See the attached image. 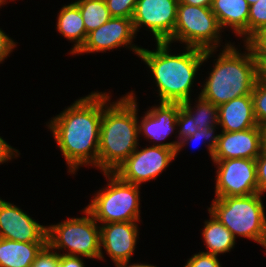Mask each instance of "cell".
<instances>
[{"instance_id": "1", "label": "cell", "mask_w": 266, "mask_h": 267, "mask_svg": "<svg viewBox=\"0 0 266 267\" xmlns=\"http://www.w3.org/2000/svg\"><path fill=\"white\" fill-rule=\"evenodd\" d=\"M102 113L103 93L94 91L74 101L48 122L47 127L52 131L71 175L79 166L98 168Z\"/></svg>"}, {"instance_id": "2", "label": "cell", "mask_w": 266, "mask_h": 267, "mask_svg": "<svg viewBox=\"0 0 266 267\" xmlns=\"http://www.w3.org/2000/svg\"><path fill=\"white\" fill-rule=\"evenodd\" d=\"M156 50L142 48L139 58L151 71L160 102L182 104L191 100V87L203 62L212 57L216 49L202 50L184 47L183 53L171 54L170 43L156 42Z\"/></svg>"}, {"instance_id": "3", "label": "cell", "mask_w": 266, "mask_h": 267, "mask_svg": "<svg viewBox=\"0 0 266 267\" xmlns=\"http://www.w3.org/2000/svg\"><path fill=\"white\" fill-rule=\"evenodd\" d=\"M133 92L115 102L103 92L98 149V169L102 172H114L139 146V109Z\"/></svg>"}, {"instance_id": "4", "label": "cell", "mask_w": 266, "mask_h": 267, "mask_svg": "<svg viewBox=\"0 0 266 267\" xmlns=\"http://www.w3.org/2000/svg\"><path fill=\"white\" fill-rule=\"evenodd\" d=\"M245 52H239L231 42L225 43L200 95L219 106L234 98L252 94L261 68L252 47L245 43ZM238 50V51H237Z\"/></svg>"}, {"instance_id": "5", "label": "cell", "mask_w": 266, "mask_h": 267, "mask_svg": "<svg viewBox=\"0 0 266 267\" xmlns=\"http://www.w3.org/2000/svg\"><path fill=\"white\" fill-rule=\"evenodd\" d=\"M262 194L215 198L208 211L236 238L254 240L266 250V216ZM237 235V236H236Z\"/></svg>"}, {"instance_id": "6", "label": "cell", "mask_w": 266, "mask_h": 267, "mask_svg": "<svg viewBox=\"0 0 266 267\" xmlns=\"http://www.w3.org/2000/svg\"><path fill=\"white\" fill-rule=\"evenodd\" d=\"M108 184L97 191L85 207L100 224L140 220L141 186L120 179L113 172H103Z\"/></svg>"}, {"instance_id": "7", "label": "cell", "mask_w": 266, "mask_h": 267, "mask_svg": "<svg viewBox=\"0 0 266 267\" xmlns=\"http://www.w3.org/2000/svg\"><path fill=\"white\" fill-rule=\"evenodd\" d=\"M82 212L86 216L47 226V245L55 251L68 250L64 255L100 260V226L86 208Z\"/></svg>"}, {"instance_id": "8", "label": "cell", "mask_w": 266, "mask_h": 267, "mask_svg": "<svg viewBox=\"0 0 266 267\" xmlns=\"http://www.w3.org/2000/svg\"><path fill=\"white\" fill-rule=\"evenodd\" d=\"M222 28L211 7H200L178 3L174 32L168 43L178 41L185 47L202 50L216 49L220 45ZM174 41V42H173Z\"/></svg>"}, {"instance_id": "9", "label": "cell", "mask_w": 266, "mask_h": 267, "mask_svg": "<svg viewBox=\"0 0 266 267\" xmlns=\"http://www.w3.org/2000/svg\"><path fill=\"white\" fill-rule=\"evenodd\" d=\"M176 157V149L160 146L139 147L113 172L134 185L157 178Z\"/></svg>"}, {"instance_id": "10", "label": "cell", "mask_w": 266, "mask_h": 267, "mask_svg": "<svg viewBox=\"0 0 266 267\" xmlns=\"http://www.w3.org/2000/svg\"><path fill=\"white\" fill-rule=\"evenodd\" d=\"M217 165L215 198L258 193L255 159L212 160Z\"/></svg>"}, {"instance_id": "11", "label": "cell", "mask_w": 266, "mask_h": 267, "mask_svg": "<svg viewBox=\"0 0 266 267\" xmlns=\"http://www.w3.org/2000/svg\"><path fill=\"white\" fill-rule=\"evenodd\" d=\"M179 0H138L132 16L135 33L143 26L155 42H167L174 32Z\"/></svg>"}, {"instance_id": "12", "label": "cell", "mask_w": 266, "mask_h": 267, "mask_svg": "<svg viewBox=\"0 0 266 267\" xmlns=\"http://www.w3.org/2000/svg\"><path fill=\"white\" fill-rule=\"evenodd\" d=\"M135 35L131 18L112 17L88 33L85 44L76 54L106 52L126 46L139 56L142 47L131 44Z\"/></svg>"}, {"instance_id": "13", "label": "cell", "mask_w": 266, "mask_h": 267, "mask_svg": "<svg viewBox=\"0 0 266 267\" xmlns=\"http://www.w3.org/2000/svg\"><path fill=\"white\" fill-rule=\"evenodd\" d=\"M47 226L16 205L0 198V238L19 242H47Z\"/></svg>"}, {"instance_id": "14", "label": "cell", "mask_w": 266, "mask_h": 267, "mask_svg": "<svg viewBox=\"0 0 266 267\" xmlns=\"http://www.w3.org/2000/svg\"><path fill=\"white\" fill-rule=\"evenodd\" d=\"M180 107L181 104L170 102H160L158 106H152V109L145 112L140 123L138 122L139 135L151 139L153 146L177 149L178 141L164 143L162 140L178 129L176 127Z\"/></svg>"}, {"instance_id": "15", "label": "cell", "mask_w": 266, "mask_h": 267, "mask_svg": "<svg viewBox=\"0 0 266 267\" xmlns=\"http://www.w3.org/2000/svg\"><path fill=\"white\" fill-rule=\"evenodd\" d=\"M137 222H113L100 224V260L104 259L102 247L113 263L130 261L136 247L139 234Z\"/></svg>"}, {"instance_id": "16", "label": "cell", "mask_w": 266, "mask_h": 267, "mask_svg": "<svg viewBox=\"0 0 266 267\" xmlns=\"http://www.w3.org/2000/svg\"><path fill=\"white\" fill-rule=\"evenodd\" d=\"M264 146L260 126L238 132H221L212 160L256 159Z\"/></svg>"}, {"instance_id": "17", "label": "cell", "mask_w": 266, "mask_h": 267, "mask_svg": "<svg viewBox=\"0 0 266 267\" xmlns=\"http://www.w3.org/2000/svg\"><path fill=\"white\" fill-rule=\"evenodd\" d=\"M221 132H238L257 127L252 95L234 98L218 106Z\"/></svg>"}, {"instance_id": "18", "label": "cell", "mask_w": 266, "mask_h": 267, "mask_svg": "<svg viewBox=\"0 0 266 267\" xmlns=\"http://www.w3.org/2000/svg\"><path fill=\"white\" fill-rule=\"evenodd\" d=\"M249 9L246 0H213L211 5L221 28H231L244 44L248 43Z\"/></svg>"}, {"instance_id": "19", "label": "cell", "mask_w": 266, "mask_h": 267, "mask_svg": "<svg viewBox=\"0 0 266 267\" xmlns=\"http://www.w3.org/2000/svg\"><path fill=\"white\" fill-rule=\"evenodd\" d=\"M47 242H19L0 238V267H31Z\"/></svg>"}, {"instance_id": "20", "label": "cell", "mask_w": 266, "mask_h": 267, "mask_svg": "<svg viewBox=\"0 0 266 267\" xmlns=\"http://www.w3.org/2000/svg\"><path fill=\"white\" fill-rule=\"evenodd\" d=\"M57 17L56 28L58 32L70 42H74L70 54H76L85 44L88 34L78 5L73 2L64 5Z\"/></svg>"}, {"instance_id": "21", "label": "cell", "mask_w": 266, "mask_h": 267, "mask_svg": "<svg viewBox=\"0 0 266 267\" xmlns=\"http://www.w3.org/2000/svg\"><path fill=\"white\" fill-rule=\"evenodd\" d=\"M210 219L204 222L202 237L206 245L207 251L213 255L224 254L234 248L236 238L233 234L209 212Z\"/></svg>"}, {"instance_id": "22", "label": "cell", "mask_w": 266, "mask_h": 267, "mask_svg": "<svg viewBox=\"0 0 266 267\" xmlns=\"http://www.w3.org/2000/svg\"><path fill=\"white\" fill-rule=\"evenodd\" d=\"M75 3L81 12L87 34L112 18L105 0H77Z\"/></svg>"}, {"instance_id": "23", "label": "cell", "mask_w": 266, "mask_h": 267, "mask_svg": "<svg viewBox=\"0 0 266 267\" xmlns=\"http://www.w3.org/2000/svg\"><path fill=\"white\" fill-rule=\"evenodd\" d=\"M197 104L191 106V101L188 100L181 105L192 115L194 123L198 126V130L202 131L205 128L218 126V106L211 103L198 94ZM194 108V109H193Z\"/></svg>"}, {"instance_id": "24", "label": "cell", "mask_w": 266, "mask_h": 267, "mask_svg": "<svg viewBox=\"0 0 266 267\" xmlns=\"http://www.w3.org/2000/svg\"><path fill=\"white\" fill-rule=\"evenodd\" d=\"M254 115L258 126L266 127V79L260 75L252 91Z\"/></svg>"}, {"instance_id": "25", "label": "cell", "mask_w": 266, "mask_h": 267, "mask_svg": "<svg viewBox=\"0 0 266 267\" xmlns=\"http://www.w3.org/2000/svg\"><path fill=\"white\" fill-rule=\"evenodd\" d=\"M266 27V0L250 5L248 18V42Z\"/></svg>"}, {"instance_id": "26", "label": "cell", "mask_w": 266, "mask_h": 267, "mask_svg": "<svg viewBox=\"0 0 266 267\" xmlns=\"http://www.w3.org/2000/svg\"><path fill=\"white\" fill-rule=\"evenodd\" d=\"M215 128L218 129L217 127H212V128H205L202 131L197 130L192 136H188V137L182 139L181 141H179L177 149H176V156H177V154H179L181 149L186 145V143L188 144L190 142H193L196 144L199 141H205L203 143H205V145L207 143L206 147H207V150L209 151L208 153L212 159L213 153H214V150L217 146L219 135H220V134H216V135L214 134L216 131Z\"/></svg>"}, {"instance_id": "27", "label": "cell", "mask_w": 266, "mask_h": 267, "mask_svg": "<svg viewBox=\"0 0 266 267\" xmlns=\"http://www.w3.org/2000/svg\"><path fill=\"white\" fill-rule=\"evenodd\" d=\"M178 129V143L182 139L192 136L197 130L198 126L194 123L192 115L181 105L179 114L177 117Z\"/></svg>"}, {"instance_id": "28", "label": "cell", "mask_w": 266, "mask_h": 267, "mask_svg": "<svg viewBox=\"0 0 266 267\" xmlns=\"http://www.w3.org/2000/svg\"><path fill=\"white\" fill-rule=\"evenodd\" d=\"M112 17L131 18L138 0H105Z\"/></svg>"}, {"instance_id": "29", "label": "cell", "mask_w": 266, "mask_h": 267, "mask_svg": "<svg viewBox=\"0 0 266 267\" xmlns=\"http://www.w3.org/2000/svg\"><path fill=\"white\" fill-rule=\"evenodd\" d=\"M31 267H59V253L46 245L37 255Z\"/></svg>"}, {"instance_id": "30", "label": "cell", "mask_w": 266, "mask_h": 267, "mask_svg": "<svg viewBox=\"0 0 266 267\" xmlns=\"http://www.w3.org/2000/svg\"><path fill=\"white\" fill-rule=\"evenodd\" d=\"M184 267H222L217 255L199 252L188 259Z\"/></svg>"}, {"instance_id": "31", "label": "cell", "mask_w": 266, "mask_h": 267, "mask_svg": "<svg viewBox=\"0 0 266 267\" xmlns=\"http://www.w3.org/2000/svg\"><path fill=\"white\" fill-rule=\"evenodd\" d=\"M258 193L266 192V148L263 146L260 155L255 159Z\"/></svg>"}, {"instance_id": "32", "label": "cell", "mask_w": 266, "mask_h": 267, "mask_svg": "<svg viewBox=\"0 0 266 267\" xmlns=\"http://www.w3.org/2000/svg\"><path fill=\"white\" fill-rule=\"evenodd\" d=\"M248 44L252 47L257 60H266V27L257 33Z\"/></svg>"}, {"instance_id": "33", "label": "cell", "mask_w": 266, "mask_h": 267, "mask_svg": "<svg viewBox=\"0 0 266 267\" xmlns=\"http://www.w3.org/2000/svg\"><path fill=\"white\" fill-rule=\"evenodd\" d=\"M16 43L0 28V64L9 57L16 47Z\"/></svg>"}, {"instance_id": "34", "label": "cell", "mask_w": 266, "mask_h": 267, "mask_svg": "<svg viewBox=\"0 0 266 267\" xmlns=\"http://www.w3.org/2000/svg\"><path fill=\"white\" fill-rule=\"evenodd\" d=\"M11 145H9L3 137L0 136V164L6 163L9 160L18 157L20 153Z\"/></svg>"}, {"instance_id": "35", "label": "cell", "mask_w": 266, "mask_h": 267, "mask_svg": "<svg viewBox=\"0 0 266 267\" xmlns=\"http://www.w3.org/2000/svg\"><path fill=\"white\" fill-rule=\"evenodd\" d=\"M59 267H85L83 259L59 253Z\"/></svg>"}, {"instance_id": "36", "label": "cell", "mask_w": 266, "mask_h": 267, "mask_svg": "<svg viewBox=\"0 0 266 267\" xmlns=\"http://www.w3.org/2000/svg\"><path fill=\"white\" fill-rule=\"evenodd\" d=\"M213 0H179L187 5L200 6V7H211Z\"/></svg>"}, {"instance_id": "37", "label": "cell", "mask_w": 266, "mask_h": 267, "mask_svg": "<svg viewBox=\"0 0 266 267\" xmlns=\"http://www.w3.org/2000/svg\"><path fill=\"white\" fill-rule=\"evenodd\" d=\"M116 267H157L151 264H142V263H134V264H129V261H123L115 264Z\"/></svg>"}, {"instance_id": "38", "label": "cell", "mask_w": 266, "mask_h": 267, "mask_svg": "<svg viewBox=\"0 0 266 267\" xmlns=\"http://www.w3.org/2000/svg\"><path fill=\"white\" fill-rule=\"evenodd\" d=\"M260 68H261V75L266 79V60H258Z\"/></svg>"}, {"instance_id": "39", "label": "cell", "mask_w": 266, "mask_h": 267, "mask_svg": "<svg viewBox=\"0 0 266 267\" xmlns=\"http://www.w3.org/2000/svg\"><path fill=\"white\" fill-rule=\"evenodd\" d=\"M249 5L256 3L258 0H246Z\"/></svg>"}, {"instance_id": "40", "label": "cell", "mask_w": 266, "mask_h": 267, "mask_svg": "<svg viewBox=\"0 0 266 267\" xmlns=\"http://www.w3.org/2000/svg\"><path fill=\"white\" fill-rule=\"evenodd\" d=\"M12 1H13V0H12ZM5 3L7 4V0H0V4H1V5H2V4L4 5Z\"/></svg>"}]
</instances>
